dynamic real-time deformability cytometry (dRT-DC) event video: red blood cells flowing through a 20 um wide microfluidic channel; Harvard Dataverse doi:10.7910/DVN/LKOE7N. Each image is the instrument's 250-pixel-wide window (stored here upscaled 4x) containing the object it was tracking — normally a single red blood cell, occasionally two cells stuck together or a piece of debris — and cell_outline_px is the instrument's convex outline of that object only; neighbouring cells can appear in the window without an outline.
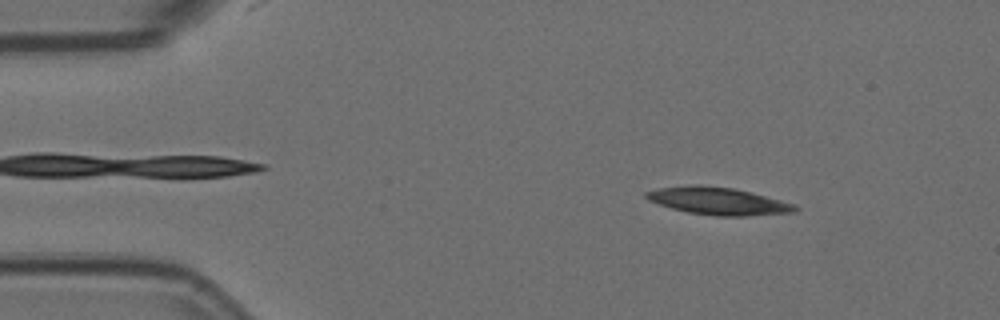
{"species": "Egyptian fruit bat (a non-hibernating species)", "species_latin": "Rousettus aegyptiacus", "temperature_condition": "room temperature", "stored_images_in_passage": 4, "camera_frame_rate_fps": 3000, "um_per_image_px": 0.085, "animal": {"sex": "female"}, "frame": {"image": 1, "passage_image": 1, "time_ms": 0.0, "image_size_px": [1000, 320], "cell_outline_px": [[800, 208], [796, 212], [748, 216], [716, 216], [688, 212], [672, 208], [648, 200], [644, 196], [644, 192], [656, 188], [688, 184], [700, 184], [732, 188], [752, 192], [796, 204]], "centroid_in_image_um": [61.05, 17.08], "position_along_channel_um": 24.0, "area_um2": 24.1}}
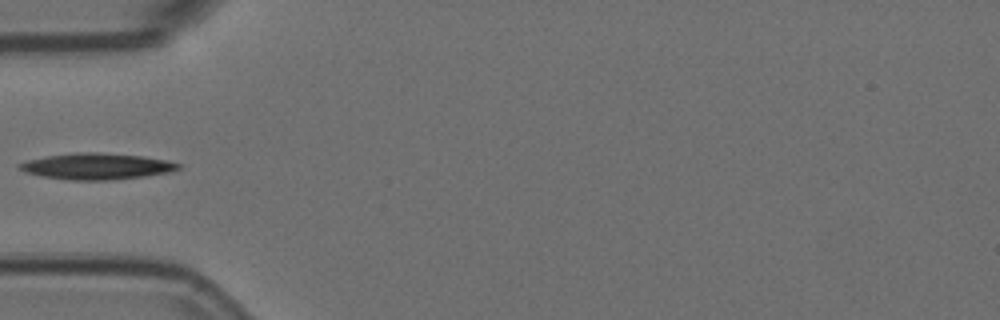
{"frame": {"image": 2, "passage_image": 4, "time_ms": 1.0, "image_size_px": [1000, 320], "cell_outline_px": [[180, 168], [168, 172], [144, 176], [112, 180], [72, 180], [40, 176], [16, 168], [16, 164], [28, 160], [48, 156], [76, 152], [92, 152], [140, 156], [164, 160], [180, 164]], "centroid_in_image_um": [8.16, 14.14], "position_along_channel_um": 76.8, "area_um2": 23.93}}